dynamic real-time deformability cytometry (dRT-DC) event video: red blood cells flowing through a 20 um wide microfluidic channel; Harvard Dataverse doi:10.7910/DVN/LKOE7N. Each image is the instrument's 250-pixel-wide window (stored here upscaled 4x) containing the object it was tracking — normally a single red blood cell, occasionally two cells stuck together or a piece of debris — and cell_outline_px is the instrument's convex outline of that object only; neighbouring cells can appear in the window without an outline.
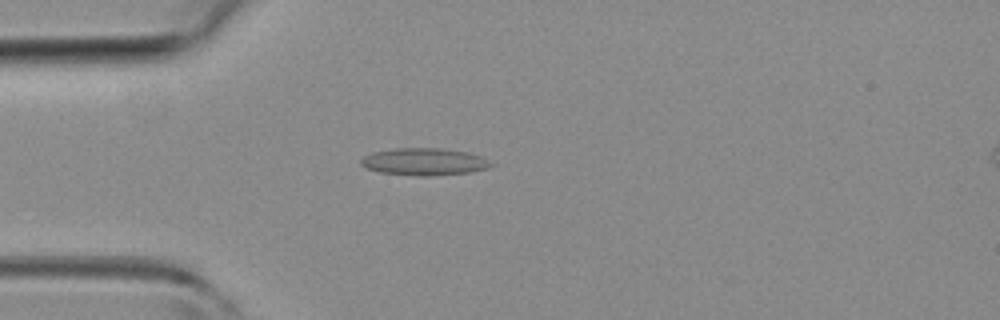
{"species": "common noctule bat (a hibernating species)", "species_latin": "Nyctalus noctula", "temperature_condition": "room temperature", "stored_images_in_passage": 37, "camera_frame_rate_fps": 3000, "um_per_image_px": 0.085, "animal": {"sex": "female", "body_mass_g": 19.3, "forearm_length_mm": 54.1}, "frame": {"image": 1, "passage_image": 6, "time_ms": 1.667, "image_size_px": [1000, 320], "cell_outline_px": [[496, 164], [488, 168], [468, 172], [424, 176], [420, 176], [380, 172], [364, 168], [360, 164], [360, 160], [364, 156], [372, 152], [396, 148], [436, 148], [468, 152], [480, 156]], "centroid_in_image_um": [36.03, 13.74], "position_along_channel_um": 49.0, "area_um2": 20.52}}
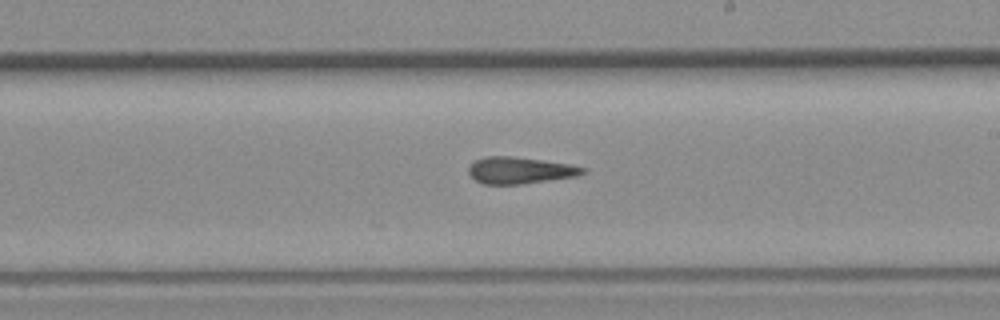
{"frame": {"image": 2, "passage_image": 19, "time_ms": 6.0, "image_size_px": [1000, 320], "cell_outline_px": [[588, 172], [580, 176], [520, 184], [484, 184], [476, 180], [468, 172], [468, 164], [484, 156], [512, 156], [572, 164], [588, 168]], "centroid_in_image_um": [44.25, 14.47], "position_along_channel_um": 244.7, "area_um2": 18.03}}
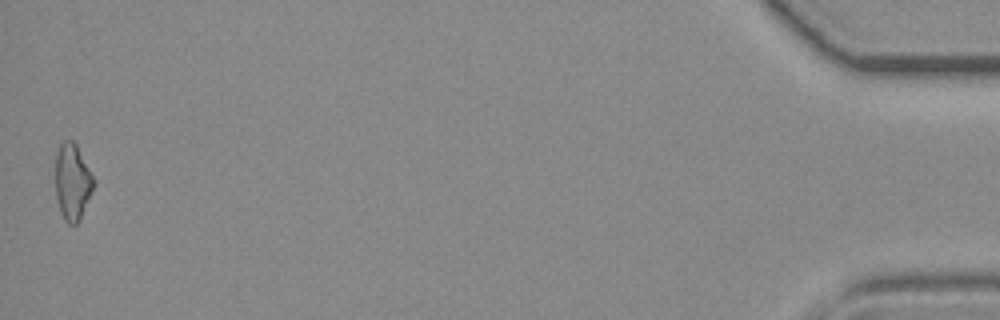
{"frame": {"image": 3, "passage_image": 37, "time_ms": 12.0, "image_size_px": [1000, 320], "cell_outline_px": [[96, 184], [80, 220], [76, 224], [68, 224], [64, 220], [60, 212], [56, 200], [56, 152], [60, 144], [64, 140], [72, 140], [76, 144]], "centroid_in_image_um": [6.15, 15.49], "position_along_channel_um": 429.0, "area_um2": 17.05}}